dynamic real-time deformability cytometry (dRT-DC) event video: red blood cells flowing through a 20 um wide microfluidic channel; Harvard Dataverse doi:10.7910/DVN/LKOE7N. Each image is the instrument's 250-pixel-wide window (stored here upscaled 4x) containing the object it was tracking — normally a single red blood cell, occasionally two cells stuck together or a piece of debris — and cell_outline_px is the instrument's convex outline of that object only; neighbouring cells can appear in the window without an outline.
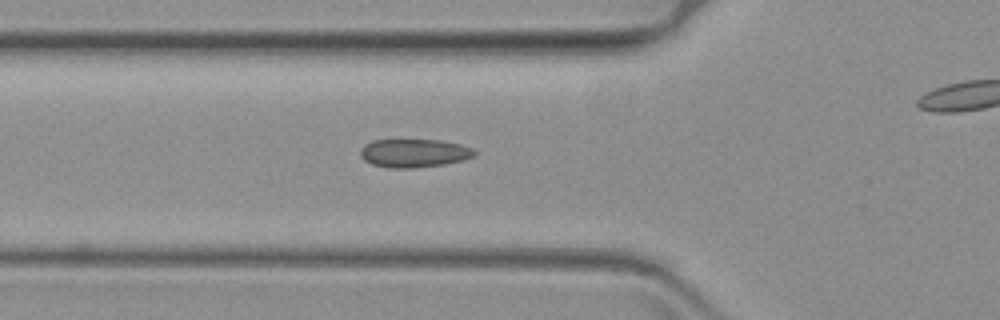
{"species": "common noctule bat (a hibernating species)", "species_latin": "Nyctalus noctula", "temperature_condition": "warm", "stored_images_in_passage": 31, "camera_frame_rate_fps": 3000, "um_per_image_px": 0.085, "animal": {"sex": "female", "body_mass_g": 19.3, "forearm_length_mm": 54.1}, "frame": {"image": 1, "passage_image": 2, "time_ms": 0.333, "image_size_px": [1000, 320], "cell_outline_px": [[476, 152], [472, 156], [464, 160], [444, 164], [412, 168], [388, 168], [372, 164], [364, 160], [360, 156], [360, 148], [364, 144], [372, 140], [440, 140], [460, 144], [472, 148]], "centroid_in_image_um": [35.15, 13.01], "position_along_channel_um": 90.6, "area_um2": 18.9}}
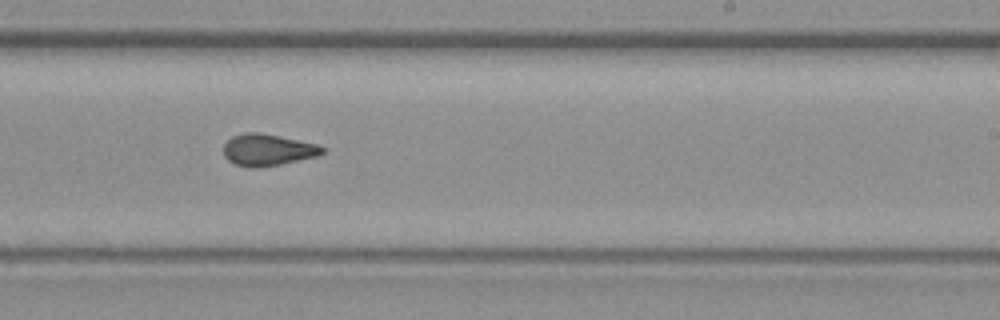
{"frame": {"image": 2, "passage_image": 18, "time_ms": 5.667, "image_size_px": [1000, 320], "cell_outline_px": [[328, 148], [324, 152], [316, 156], [280, 164], [256, 168], [252, 168], [236, 164], [228, 160], [224, 156], [224, 144], [232, 136], [244, 132], [260, 132], [316, 144]], "centroid_in_image_um": [22.74, 12.73], "position_along_channel_um": 266.3, "area_um2": 18.15}}
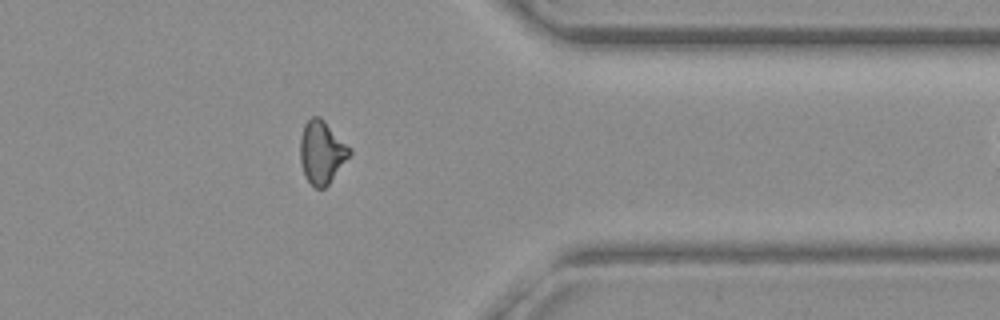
{"frame": {"image": 3, "passage_image": 30, "time_ms": 9.667, "image_size_px": [1000, 320], "cell_outline_px": [[352, 152], [328, 184], [324, 188], [316, 188], [304, 176], [300, 164], [300, 136], [304, 124], [312, 116], [320, 116], [352, 148]], "centroid_in_image_um": [27.33, 12.91], "position_along_channel_um": 384.1, "area_um2": 18.15}}